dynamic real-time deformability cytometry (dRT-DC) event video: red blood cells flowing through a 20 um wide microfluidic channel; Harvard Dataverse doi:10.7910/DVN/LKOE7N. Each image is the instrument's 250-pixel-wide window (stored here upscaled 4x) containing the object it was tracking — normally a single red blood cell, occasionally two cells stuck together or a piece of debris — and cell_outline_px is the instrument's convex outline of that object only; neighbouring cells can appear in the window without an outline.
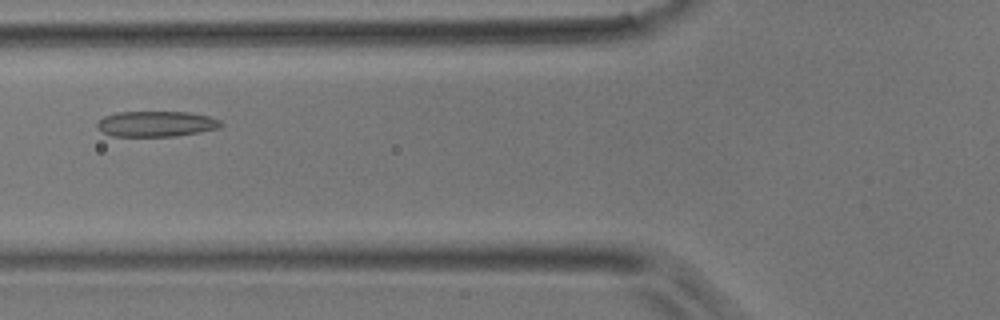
{"species": "common noctule bat (a hibernating species)", "species_latin": "Nyctalus noctula", "temperature_condition": "room temperature", "stored_images_in_passage": 38, "camera_frame_rate_fps": 3000, "um_per_image_px": 0.085, "animal": {"sex": "male", "body_mass_g": 17.9}, "frame": {"image": 1, "passage_image": 9, "time_ms": 2.667, "image_size_px": [1000, 320], "cell_outline_px": [[224, 124], [220, 128], [200, 132], [176, 136], [112, 136], [96, 128], [96, 124], [104, 116], [116, 112], [188, 112], [208, 116], [220, 120]], "centroid_in_image_um": [13.29, 10.53], "position_along_channel_um": 112.5, "area_um2": 18.5}}
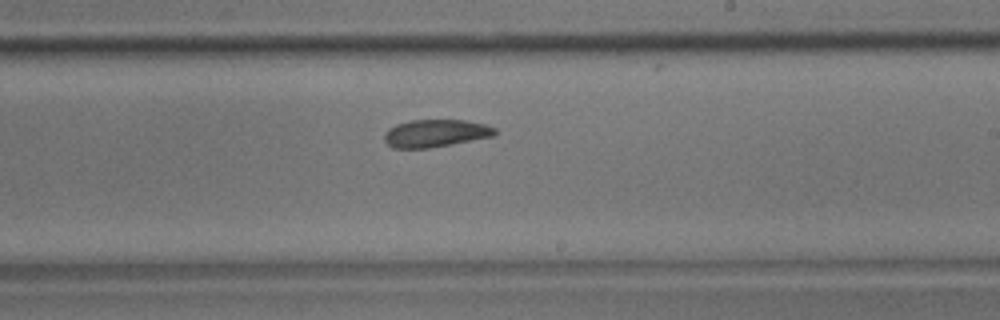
{"frame": {"image": 2, "passage_image": 19, "time_ms": 6.0, "image_size_px": [1000, 320], "cell_outline_px": [[496, 132], [492, 136], [452, 144], [428, 148], [392, 148], [384, 140], [384, 136], [388, 128], [396, 124], [412, 120], [464, 120], [484, 124], [496, 128]], "centroid_in_image_um": [36.99, 11.33], "position_along_channel_um": 252.0, "area_um2": 17.63}}
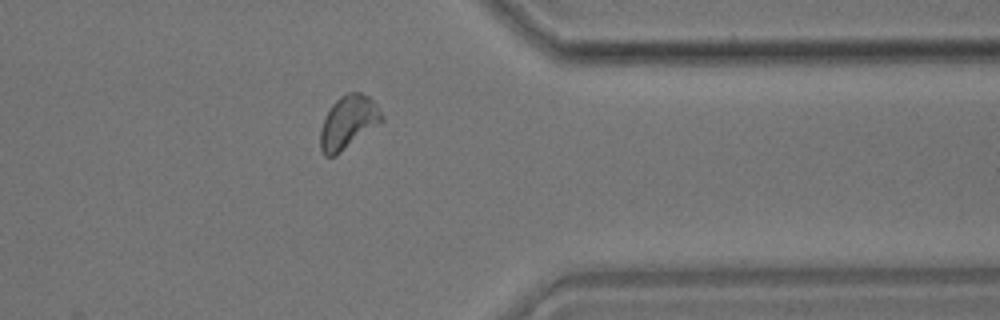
{"frame": {"image": 3, "passage_image": 29, "time_ms": 9.333, "image_size_px": [1000, 320], "cell_outline_px": [[384, 120], [336, 156], [324, 156], [320, 148], [320, 128], [324, 116], [332, 104], [340, 96], [348, 92], [360, 92], [368, 96], [376, 104], [384, 116]], "centroid_in_image_um": [29.58, 10.39], "position_along_channel_um": 381.8, "area_um2": 19.13}}